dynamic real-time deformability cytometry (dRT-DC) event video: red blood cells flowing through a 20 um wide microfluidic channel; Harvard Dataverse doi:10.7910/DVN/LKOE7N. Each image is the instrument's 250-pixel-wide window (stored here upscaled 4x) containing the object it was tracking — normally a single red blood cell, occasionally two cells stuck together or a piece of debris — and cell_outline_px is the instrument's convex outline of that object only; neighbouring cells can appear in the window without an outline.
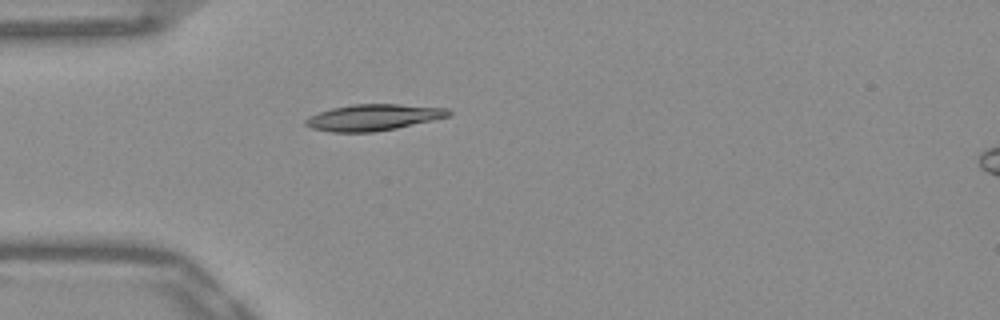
{"species": "Egyptian fruit bat (a non-hibernating species)", "species_latin": "Rousettus aegyptiacus", "temperature_condition": "warm", "stored_images_in_passage": 38, "camera_frame_rate_fps": 3000, "um_per_image_px": 0.085, "frame": {"image": 1, "passage_image": 1, "time_ms": 0.0, "image_size_px": [1000, 320], "cell_outline_px": [[452, 112], [448, 116], [432, 120], [396, 128], [372, 132], [332, 132], [312, 128], [304, 124], [304, 120], [308, 116], [332, 108], [352, 104], [396, 104], [448, 108]], "centroid_in_image_um": [31.7, 9.97], "position_along_channel_um": 53.3, "area_um2": 21.73}}
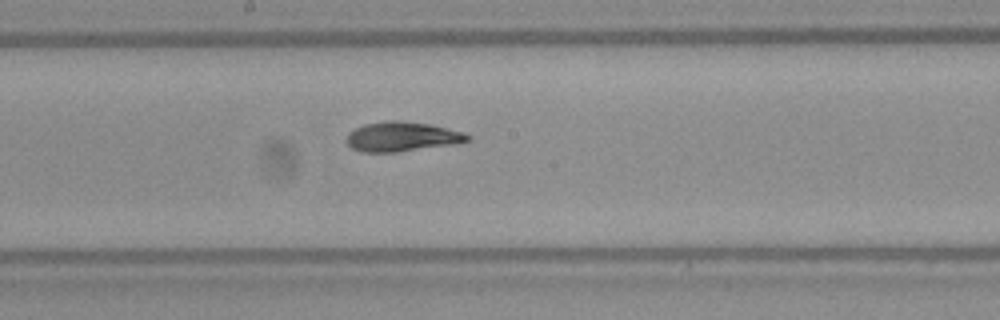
{"frame": {"image": 2, "passage_image": 14, "time_ms": 4.333, "image_size_px": [1000, 320], "cell_outline_px": [[472, 140], [456, 144], [396, 152], [360, 152], [352, 148], [348, 144], [348, 132], [364, 124], [388, 120], [396, 120], [428, 124], [464, 132], [472, 136]], "centroid_in_image_um": [34.2, 11.62], "position_along_channel_um": 214.0, "area_um2": 20.87}}
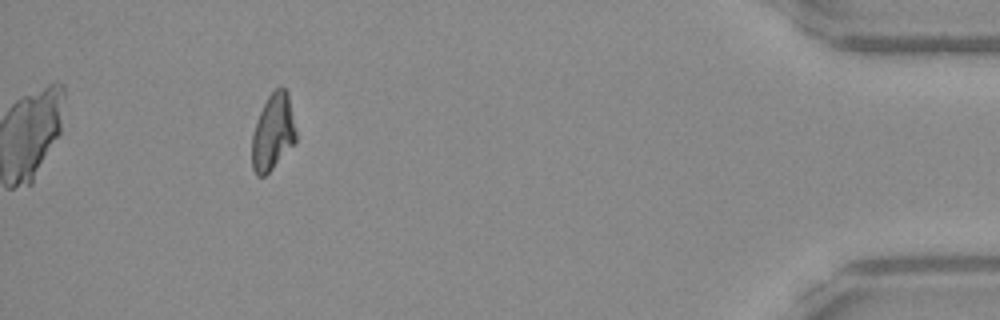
{"frame": {"image": 3, "passage_image": 34, "time_ms": 11.0, "image_size_px": [1000, 320], "cell_outline_px": [[296, 140], [272, 168], [264, 176], [256, 176], [252, 168], [252, 136], [256, 120], [268, 96], [280, 84], [288, 92], [296, 132]], "centroid_in_image_um": [23.18, 11.21], "position_along_channel_um": 412.0, "area_um2": 19.36}, "authors_computed_cell_mechanics": {"area_um2": 20.5479, "velocity_mm_per_s": 3.8835, "shape_relaxation_time_tau1_ms": 5.7445, "shape_relaxation_time_tau2_ms": 1.8078, "deformation_change_tau1": 0.216, "deformation_change_tau2": 0.0774}}